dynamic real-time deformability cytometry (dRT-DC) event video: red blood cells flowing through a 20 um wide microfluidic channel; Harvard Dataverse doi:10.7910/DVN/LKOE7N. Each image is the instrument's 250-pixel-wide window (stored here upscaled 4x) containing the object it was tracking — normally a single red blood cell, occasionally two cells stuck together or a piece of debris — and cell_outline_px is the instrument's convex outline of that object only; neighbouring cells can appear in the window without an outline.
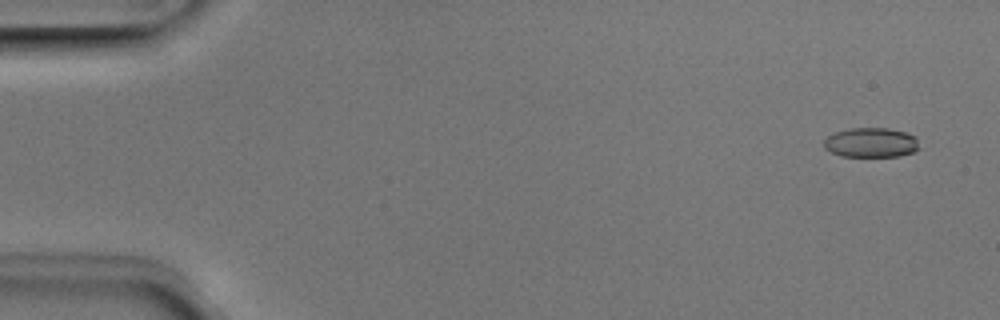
{"species": "Egyptian fruit bat (a non-hibernating species)", "species_latin": "Rousettus aegyptiacus", "temperature_condition": "room temperature", "stored_images_in_passage": 5, "camera_frame_rate_fps": 3000, "um_per_image_px": 0.085, "animal": {"sex": "male"}, "frame": {"image": 1, "passage_image": 1, "time_ms": 0.0, "image_size_px": [1000, 320], "cell_outline_px": [[920, 148], [912, 152], [900, 156], [840, 156], [824, 148], [824, 140], [828, 136], [836, 132], [852, 128], [888, 128], [904, 132], [916, 136]], "centroid_in_image_um": [74.06, 12.12], "position_along_channel_um": 10.9, "area_um2": 16.42}}